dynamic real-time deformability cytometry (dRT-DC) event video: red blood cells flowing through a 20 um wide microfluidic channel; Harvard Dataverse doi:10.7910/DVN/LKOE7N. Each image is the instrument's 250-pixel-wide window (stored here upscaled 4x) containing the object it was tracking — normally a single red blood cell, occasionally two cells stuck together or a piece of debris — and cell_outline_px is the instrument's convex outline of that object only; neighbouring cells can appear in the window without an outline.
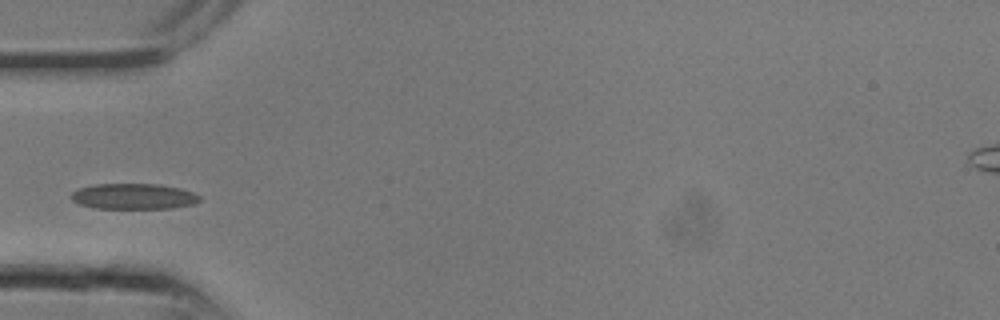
{"species": "common noctule bat (a hibernating species)", "species_latin": "Nyctalus noctula", "temperature_condition": "room temperature", "stored_images_in_passage": 6, "camera_frame_rate_fps": 3000, "um_per_image_px": 0.085, "animal": {"sex": "male", "body_mass_g": 13.3}, "frame": {"image": 1, "passage_image": 5, "time_ms": 1.333, "image_size_px": [1000, 320], "cell_outline_px": [[200, 200], [192, 204], [172, 208], [96, 208], [80, 204], [72, 200], [68, 196], [76, 188], [92, 184], [160, 184], [180, 188], [192, 192], [200, 196]], "centroid_in_image_um": [11.3, 16.68], "position_along_channel_um": 73.7, "area_um2": 19.31}}